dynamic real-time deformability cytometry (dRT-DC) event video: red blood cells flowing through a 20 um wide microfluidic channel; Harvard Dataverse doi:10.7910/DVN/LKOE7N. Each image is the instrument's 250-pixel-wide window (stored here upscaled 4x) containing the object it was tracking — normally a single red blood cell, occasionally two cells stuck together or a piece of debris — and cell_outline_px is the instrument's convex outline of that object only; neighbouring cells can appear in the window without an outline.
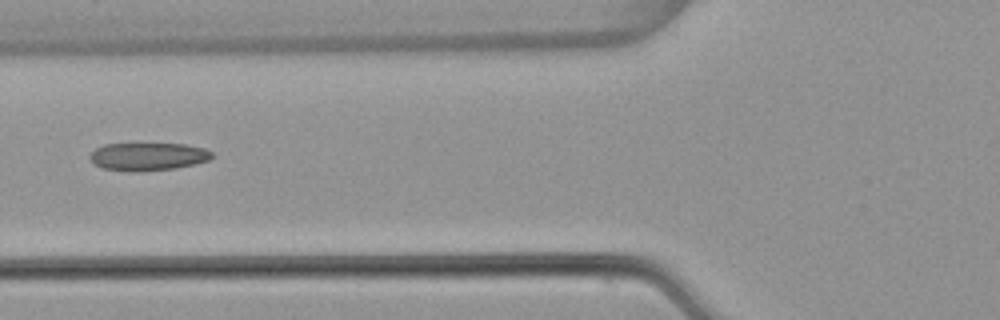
{"species": "common noctule bat (a hibernating species)", "species_latin": "Nyctalus noctula", "temperature_condition": "warm", "stored_images_in_passage": 3, "camera_frame_rate_fps": 3000, "um_per_image_px": 0.085, "animal": {"sex": "female", "body_mass_g": 22.7, "forearm_length_mm": 54.2}, "frame": {"image": 1, "passage_image": 2, "time_ms": 0.333, "image_size_px": [1000, 320], "cell_outline_px": [[212, 156], [208, 160], [196, 164], [176, 168], [136, 172], [132, 172], [104, 168], [96, 164], [88, 156], [96, 148], [104, 144], [184, 144], [204, 148], [212, 152]], "centroid_in_image_um": [12.59, 13.31], "position_along_channel_um": 113.2, "area_um2": 19.71}}
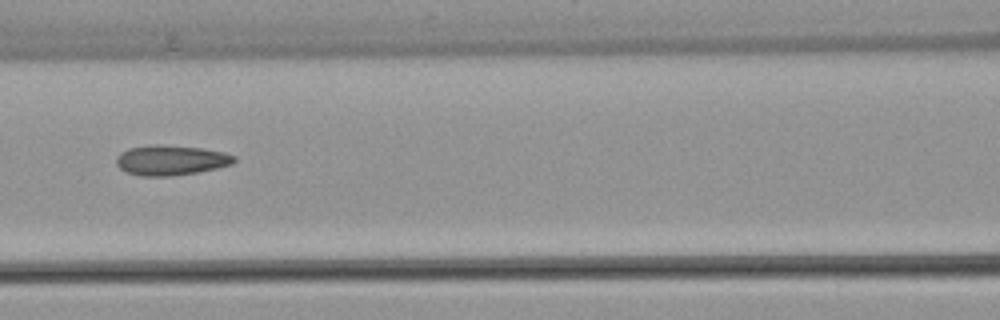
{"frame": {"image": 2, "passage_image": 3, "time_ms": 0.667, "image_size_px": [1000, 320], "cell_outline_px": [[236, 160], [232, 164], [216, 168], [196, 172], [168, 176], [140, 176], [124, 172], [116, 164], [116, 156], [120, 152], [128, 148], [160, 144], [204, 148], [224, 152], [236, 156]], "centroid_in_image_um": [14.5, 13.61], "position_along_channel_um": 152.1, "area_um2": 20.75}}